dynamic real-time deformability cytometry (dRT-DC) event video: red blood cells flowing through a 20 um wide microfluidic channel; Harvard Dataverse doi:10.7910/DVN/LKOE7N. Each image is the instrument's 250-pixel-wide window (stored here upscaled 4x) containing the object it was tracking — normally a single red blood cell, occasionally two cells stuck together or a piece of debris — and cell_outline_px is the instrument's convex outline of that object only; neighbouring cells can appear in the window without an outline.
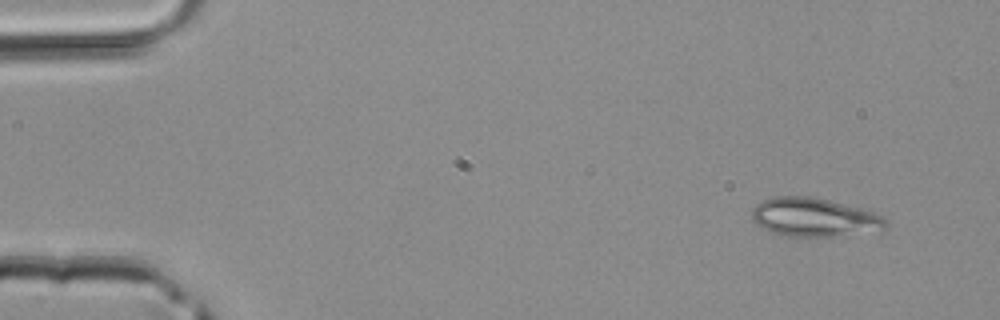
{"species": "common noctule bat (a hibernating species)", "species_latin": "Nyctalus noctula", "temperature_condition": "room temperature", "stored_images_in_passage": 3, "camera_frame_rate_fps": 3000, "um_per_image_px": 0.085, "animal": {"sex": "male", "body_mass_g": 20.4}, "frame": {"image": 1, "passage_image": 1, "time_ms": 0.0, "image_size_px": [1000, 320], "cell_outline_px": [[888, 228], [828, 236], [788, 236], [772, 232], [760, 228], [752, 220], [752, 208], [760, 200], [776, 196], [812, 196], [860, 208], [872, 212], [880, 216], [888, 224]], "centroid_in_image_um": [69.1, 18.45], "position_along_channel_um": 15.9, "area_um2": 29.71}}